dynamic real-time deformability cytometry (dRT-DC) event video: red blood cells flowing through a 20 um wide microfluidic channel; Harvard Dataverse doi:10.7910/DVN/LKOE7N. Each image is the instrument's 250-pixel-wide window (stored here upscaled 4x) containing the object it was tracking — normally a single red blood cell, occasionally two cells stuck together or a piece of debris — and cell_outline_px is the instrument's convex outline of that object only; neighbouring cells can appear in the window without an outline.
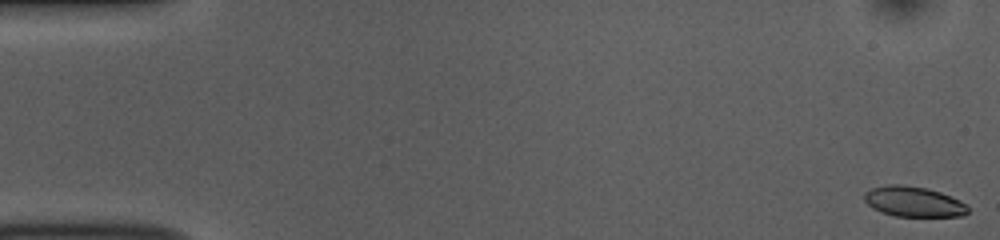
{"species": "common noctule bat (a hibernating species)", "species_latin": "Nyctalus noctula", "temperature_condition": "room temperature", "stored_images_in_passage": 53, "camera_frame_rate_fps": 3000, "um_per_image_px": 0.085, "animal": {"sex": "female", "body_mass_g": 10.0, "forearm_length_mm": 53.1}, "frame": {"image": 1, "passage_image": 1, "time_ms": 0.0, "image_size_px": [1000, 240], "cell_outline_px": [[968, 212], [964, 216], [896, 216], [880, 212], [872, 208], [864, 200], [864, 192], [872, 188], [888, 184], [904, 184], [928, 188], [940, 192], [960, 200], [968, 204]], "centroid_in_image_um": [77.66, 17.13], "position_along_channel_um": 7.3, "area_um2": 18.5}}
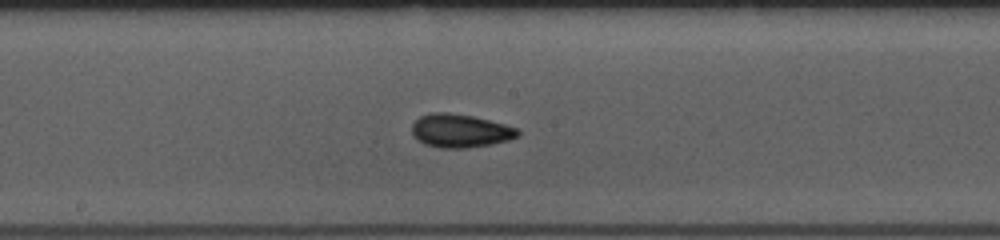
{"frame": {"image": 2, "passage_image": 28, "time_ms": 9.0, "image_size_px": [1000, 240], "cell_outline_px": [[520, 136], [508, 140], [492, 144], [464, 148], [440, 148], [424, 144], [412, 136], [412, 124], [420, 116], [432, 112], [448, 112], [472, 116], [504, 124], [516, 128], [520, 132]], "centroid_in_image_um": [39.09, 11.12], "position_along_channel_um": 209.1, "area_um2": 20.63}}
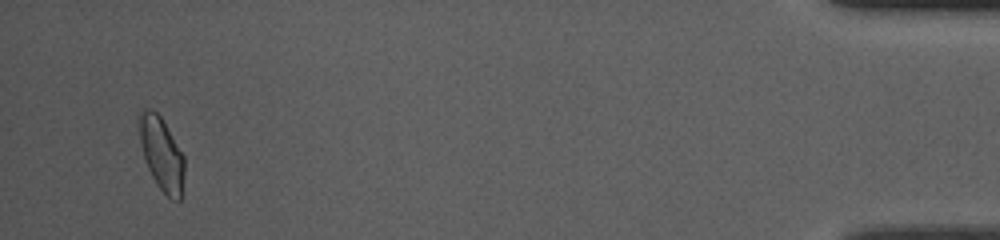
{"frame": {"image": 3, "passage_image": 51, "time_ms": 16.667, "image_size_px": [1000, 240], "cell_outline_px": [[184, 176], [180, 200], [172, 200], [156, 184], [148, 168], [140, 144], [136, 120], [136, 116], [140, 108], [152, 108], [160, 116], [184, 156]], "centroid_in_image_um": [13.68, 13.0], "position_along_channel_um": 421.5, "area_um2": 19.54}, "authors_computed_cell_mechanics": {"area_um2": 19.0162, "velocity_mm_per_s": 3.7905, "shape_relaxation_time_tau1_ms": 4.4337, "shape_relaxation_time_tau2_ms": 2.2754, "deformation_change_tau1": 0.1106, "deformation_change_tau2": 0.0647}}